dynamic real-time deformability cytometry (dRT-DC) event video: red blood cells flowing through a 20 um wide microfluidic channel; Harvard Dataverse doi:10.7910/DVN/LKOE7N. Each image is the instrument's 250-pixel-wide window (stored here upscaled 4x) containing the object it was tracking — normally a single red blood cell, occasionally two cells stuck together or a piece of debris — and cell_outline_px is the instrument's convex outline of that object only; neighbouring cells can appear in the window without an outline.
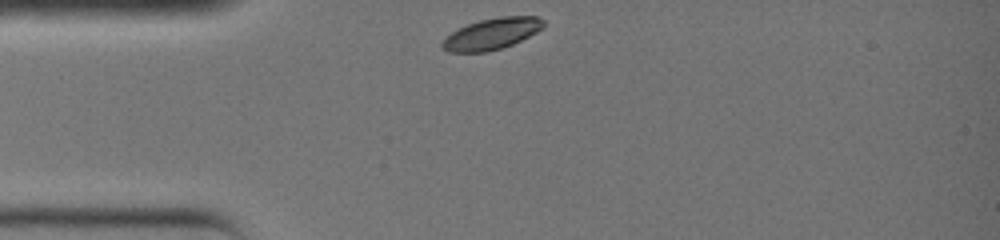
{"species": "common noctule bat (a hibernating species)", "species_latin": "Nyctalus noctula", "temperature_condition": "warm", "stored_images_in_passage": 23, "camera_frame_rate_fps": 3000, "um_per_image_px": 0.085, "animal": {"sex": "female", "body_mass_g": 19.0, "forearm_length_mm": 51.5}, "frame": {"image": 1, "passage_image": 1, "time_ms": 0.0, "image_size_px": [1000, 240], "cell_outline_px": [[544, 24], [536, 32], [512, 44], [500, 48], [484, 52], [448, 52], [440, 44], [452, 32], [468, 24], [480, 20], [500, 16], [536, 16], [544, 20]], "centroid_in_image_um": [41.79, 2.86], "position_along_channel_um": 43.2, "area_um2": 18.03}}
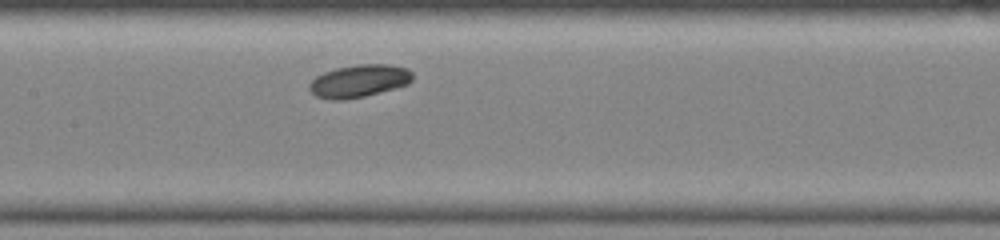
{"frame": {"image": 2, "passage_image": 10, "time_ms": 3.0, "image_size_px": [1000, 240], "cell_outline_px": [[412, 80], [408, 84], [396, 88], [364, 96], [340, 100], [332, 100], [316, 96], [308, 88], [308, 84], [316, 76], [324, 72], [336, 68], [356, 64], [388, 64], [408, 68], [412, 72]], "centroid_in_image_um": [30.52, 6.87], "position_along_channel_um": 176.9, "area_um2": 19.65}}
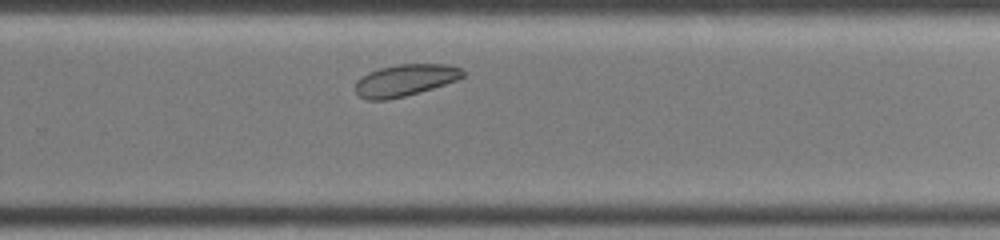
{"frame": {"image": 3, "passage_image": 17, "time_ms": 5.333, "image_size_px": [1000, 240], "cell_outline_px": [[464, 76], [456, 80], [420, 92], [404, 96], [384, 100], [368, 100], [360, 96], [356, 92], [356, 80], [368, 72], [380, 68], [400, 64], [448, 64], [460, 68], [464, 72]], "centroid_in_image_um": [34.42, 6.81], "position_along_channel_um": 295.4, "area_um2": 19.71}}